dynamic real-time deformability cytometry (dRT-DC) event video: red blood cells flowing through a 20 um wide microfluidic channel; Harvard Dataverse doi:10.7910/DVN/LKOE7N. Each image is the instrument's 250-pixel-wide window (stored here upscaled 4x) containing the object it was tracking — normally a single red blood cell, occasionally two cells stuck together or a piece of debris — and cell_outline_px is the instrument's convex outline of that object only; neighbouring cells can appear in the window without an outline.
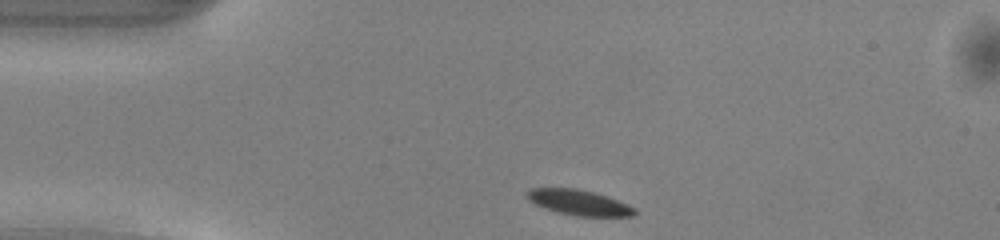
{"species": "common noctule bat (a hibernating species)", "species_latin": "Nyctalus noctula", "temperature_condition": "warm", "stored_images_in_passage": 40, "camera_frame_rate_fps": 3000, "um_per_image_px": 0.085, "animal": {"sex": "male", "body_mass_g": 13.0, "forearm_length_mm": 53.1}, "frame": {"image": 1, "passage_image": 1, "time_ms": 0.0, "image_size_px": [1000, 240], "cell_outline_px": [[636, 216], [576, 216], [556, 212], [544, 208], [528, 200], [524, 192], [532, 188], [576, 188], [608, 196], [628, 204], [636, 208]], "centroid_in_image_um": [49.21, 17.21], "position_along_channel_um": 35.8, "area_um2": 16.07}}
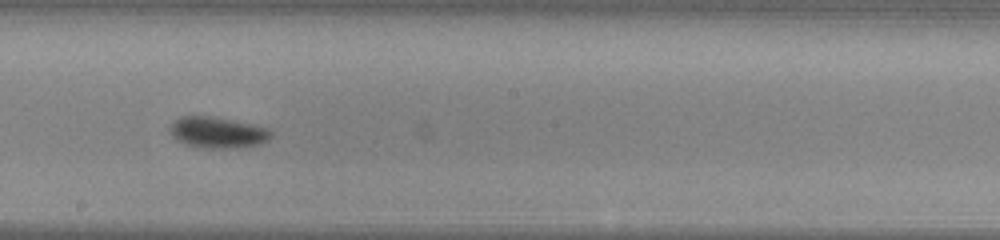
{"frame": {"image": 2, "passage_image": 18, "time_ms": 5.667, "image_size_px": [1000, 240], "cell_outline_px": [[272, 136], [268, 140], [260, 144], [236, 148], [208, 148], [184, 144], [176, 140], [168, 132], [168, 128], [180, 116], [208, 116], [232, 120], [252, 124], [268, 128], [272, 132]], "centroid_in_image_um": [18.48, 11.26], "position_along_channel_um": 229.7, "area_um2": 18.38}}
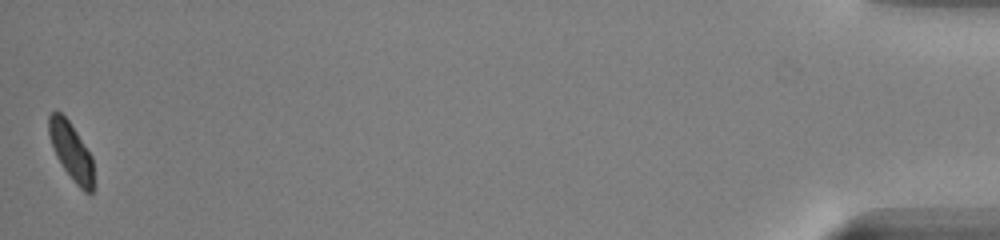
{"frame": {"image": 3, "passage_image": 40, "time_ms": 13.0, "image_size_px": [1000, 240], "cell_outline_px": [[92, 192], [84, 192], [76, 184], [64, 168], [56, 156], [48, 132], [48, 116], [52, 112], [60, 112], [68, 120], [92, 156]], "centroid_in_image_um": [6.02, 12.83], "position_along_channel_um": 429.2, "area_um2": 14.51}, "authors_computed_cell_mechanics": {"area_um2": 17.0221, "velocity_mm_per_s": 4.0849, "shape_relaxation_time_tau1_ms": 2.1297, "shape_relaxation_time_tau2_ms": 4.6103, "deformation_change_tau1": 0.0939, "deformation_change_tau2": 0.0705}}